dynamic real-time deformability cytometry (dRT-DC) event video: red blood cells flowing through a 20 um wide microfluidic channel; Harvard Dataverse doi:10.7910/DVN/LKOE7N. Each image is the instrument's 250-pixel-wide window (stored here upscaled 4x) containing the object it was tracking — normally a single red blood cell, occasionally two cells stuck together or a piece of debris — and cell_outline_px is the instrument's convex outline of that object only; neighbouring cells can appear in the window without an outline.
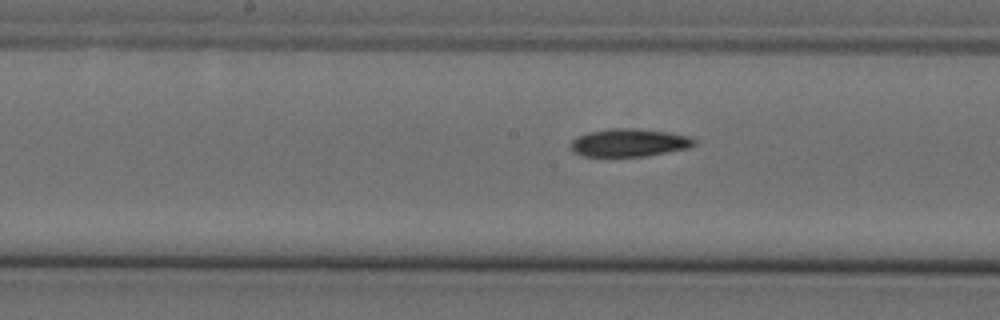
{"species": "Egyptian fruit bat (a non-hibernating species)", "species_latin": "Rousettus aegyptiacus", "temperature_condition": "cold", "stored_images_in_passage": 9, "segment_of_instrument_passage": [2, 2], "camera_frame_rate_fps": 3000, "um_per_image_px": 0.085, "animal": {"sex": "female"}, "frame": {"image": 1, "passage_image": 9, "time_ms": 2.667, "image_size_px": [1000, 320], "cell_outline_px": [[696, 144], [688, 148], [644, 156], [584, 156], [572, 152], [568, 148], [572, 140], [576, 136], [588, 132], [608, 128], [636, 128], [668, 132], [692, 136], [696, 140]], "centroid_in_image_um": [53.45, 12.11], "position_along_channel_um": 194.8, "area_um2": 20.35}}